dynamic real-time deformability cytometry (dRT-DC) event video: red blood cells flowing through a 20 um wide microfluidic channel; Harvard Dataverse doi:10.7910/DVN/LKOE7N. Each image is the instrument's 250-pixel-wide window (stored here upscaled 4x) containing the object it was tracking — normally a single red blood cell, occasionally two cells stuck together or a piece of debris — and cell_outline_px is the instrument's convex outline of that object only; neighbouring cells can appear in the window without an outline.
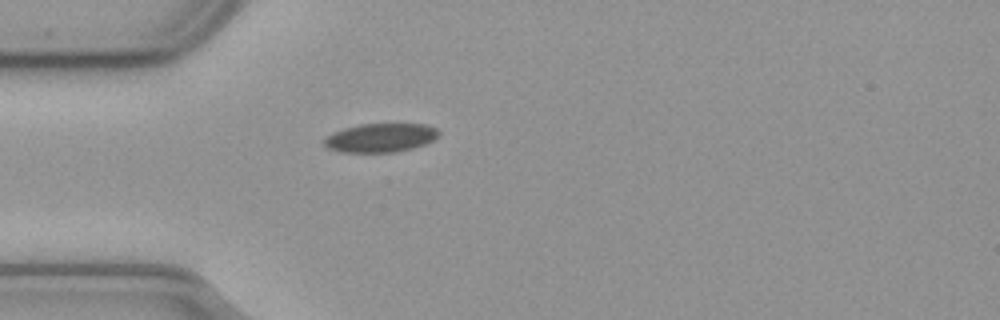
{"species": "common noctule bat (a hibernating species)", "species_latin": "Nyctalus noctula", "temperature_condition": "cold", "stored_images_in_passage": 41, "camera_frame_rate_fps": 3000, "um_per_image_px": 0.085, "animal": {"sex": "male", "body_mass_g": 23.1, "forearm_length_mm": 52.7}, "frame": {"image": 1, "passage_image": 1, "time_ms": 0.0, "image_size_px": [1000, 320], "cell_outline_px": [[440, 136], [424, 144], [412, 148], [392, 152], [340, 152], [328, 148], [324, 144], [324, 140], [332, 132], [344, 128], [360, 124], [424, 124], [436, 128], [440, 132]], "centroid_in_image_um": [32.35, 11.7], "position_along_channel_um": 52.7, "area_um2": 19.13}}
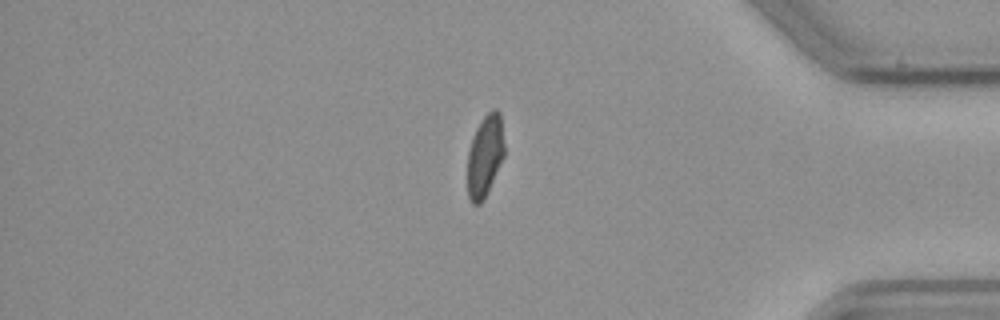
{"frame": {"image": 2, "passage_image": 32, "time_ms": 10.333, "image_size_px": [1000, 320], "cell_outline_px": [[504, 156], [484, 200], [480, 204], [472, 204], [468, 196], [468, 152], [472, 136], [480, 120], [492, 108], [496, 108], [500, 112], [504, 144]], "centroid_in_image_um": [41.22, 13.23], "position_along_channel_um": 394.0, "area_um2": 17.69}}
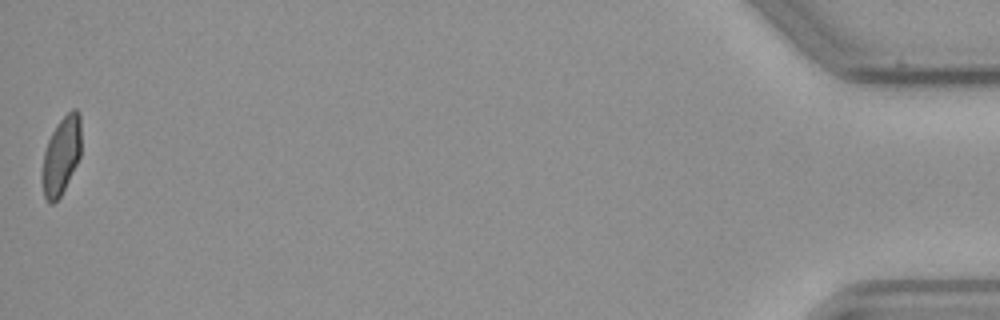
{"frame": {"image": 3, "passage_image": 41, "time_ms": 13.333, "image_size_px": [1000, 320], "cell_outline_px": [[80, 156], [60, 196], [52, 204], [48, 204], [44, 196], [40, 180], [40, 172], [44, 152], [48, 140], [56, 124], [72, 108], [76, 108], [80, 112]], "centroid_in_image_um": [5.17, 13.23], "position_along_channel_um": 430.0, "area_um2": 17.86}, "authors_computed_cell_mechanics": {"area_um2": 19.3052, "velocity_mm_per_s": 3.664, "shape_relaxation_time_tau1_ms": null, "shape_relaxation_time_tau2_ms": 2.3406, "deformation_change_tau1": null, "deformation_change_tau2": 0.0579}}